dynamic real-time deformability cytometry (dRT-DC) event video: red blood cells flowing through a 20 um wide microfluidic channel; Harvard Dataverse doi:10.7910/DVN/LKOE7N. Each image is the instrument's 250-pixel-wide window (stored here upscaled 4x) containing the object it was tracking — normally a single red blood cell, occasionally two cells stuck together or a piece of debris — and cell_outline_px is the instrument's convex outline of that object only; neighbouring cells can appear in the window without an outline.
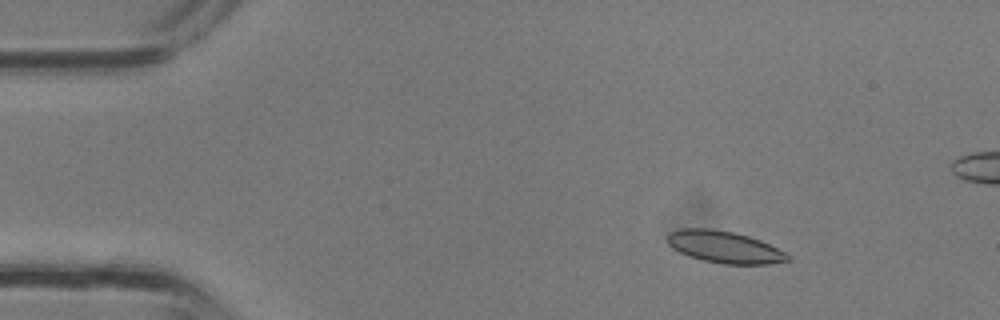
{"species": "common noctule bat (a hibernating species)", "species_latin": "Nyctalus noctula", "temperature_condition": "room temperature", "stored_images_in_passage": 36, "camera_frame_rate_fps": 3000, "um_per_image_px": 0.085, "animal": {"sex": "male", "body_mass_g": 13.3}, "frame": {"image": 1, "passage_image": 5, "time_ms": 1.333, "image_size_px": [1000, 320], "cell_outline_px": [[792, 260], [768, 264], [724, 264], [704, 260], [688, 256], [672, 248], [668, 244], [668, 232], [680, 228], [712, 228], [732, 232], [748, 236], [760, 240], [792, 256]], "centroid_in_image_um": [61.57, 20.99], "position_along_channel_um": 23.4, "area_um2": 22.37}}
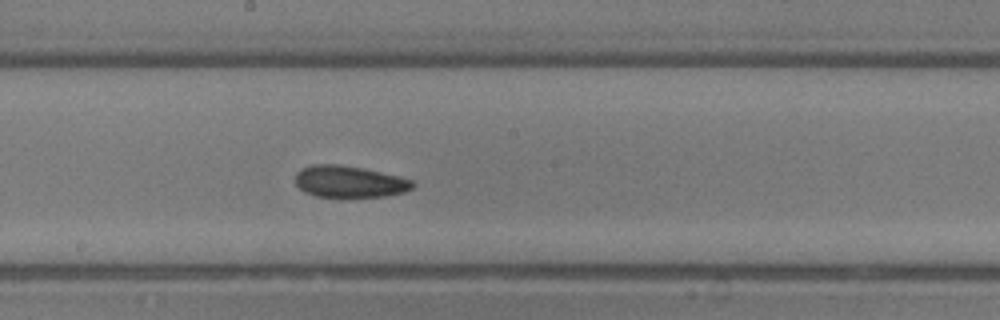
{"frame": {"image": 2, "passage_image": 19, "time_ms": 6.0, "image_size_px": [1000, 320], "cell_outline_px": [[416, 184], [412, 188], [404, 192], [384, 196], [316, 196], [304, 192], [296, 184], [296, 172], [300, 168], [312, 164], [340, 164], [400, 176], [412, 180]], "centroid_in_image_um": [29.68, 15.42], "position_along_channel_um": 218.5, "area_um2": 21.5}}
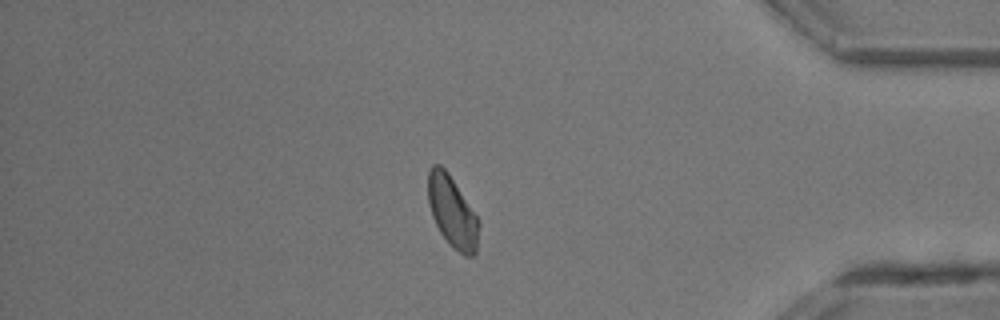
{"frame": {"image": 3, "passage_image": 30, "time_ms": 9.667, "image_size_px": [1000, 320], "cell_outline_px": [[480, 224], [476, 252], [472, 256], [464, 256], [452, 248], [448, 244], [440, 232], [432, 216], [428, 200], [428, 172], [432, 164], [440, 164], [448, 172], [480, 220]], "centroid_in_image_um": [38.45, 18.02], "position_along_channel_um": 396.7, "area_um2": 21.33}}